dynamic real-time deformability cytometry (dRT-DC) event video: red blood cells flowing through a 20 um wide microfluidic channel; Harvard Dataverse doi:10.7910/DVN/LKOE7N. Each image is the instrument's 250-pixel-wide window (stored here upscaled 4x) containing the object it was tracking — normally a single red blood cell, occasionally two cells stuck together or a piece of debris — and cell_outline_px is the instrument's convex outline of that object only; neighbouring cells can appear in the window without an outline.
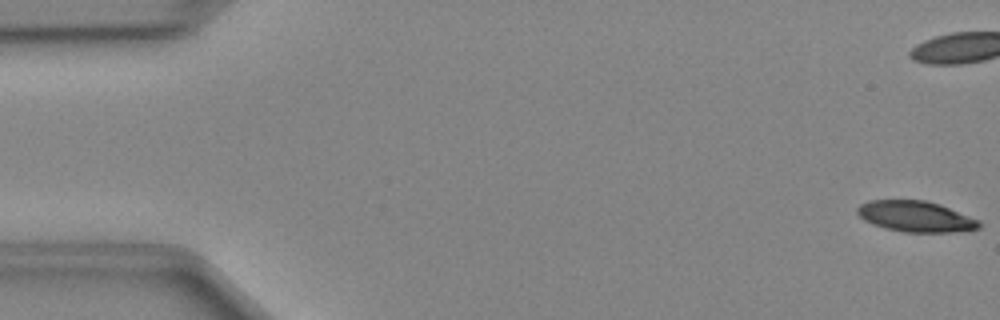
{"species": "Egyptian fruit bat (a non-hibernating species)", "species_latin": "Rousettus aegyptiacus", "temperature_condition": "cold", "stored_images_in_passage": 49, "camera_frame_rate_fps": 3000, "um_per_image_px": 0.085, "animal": {"sex": "female"}, "frame": {"image": 1, "passage_image": 1, "time_ms": 0.0, "image_size_px": [1000, 320], "cell_outline_px": [[980, 228], [952, 232], [904, 232], [872, 224], [864, 220], [856, 212], [856, 208], [860, 204], [868, 200], [924, 200], [940, 204], [980, 220]], "centroid_in_image_um": [77.82, 18.39], "position_along_channel_um": 7.2, "area_um2": 21.85}}